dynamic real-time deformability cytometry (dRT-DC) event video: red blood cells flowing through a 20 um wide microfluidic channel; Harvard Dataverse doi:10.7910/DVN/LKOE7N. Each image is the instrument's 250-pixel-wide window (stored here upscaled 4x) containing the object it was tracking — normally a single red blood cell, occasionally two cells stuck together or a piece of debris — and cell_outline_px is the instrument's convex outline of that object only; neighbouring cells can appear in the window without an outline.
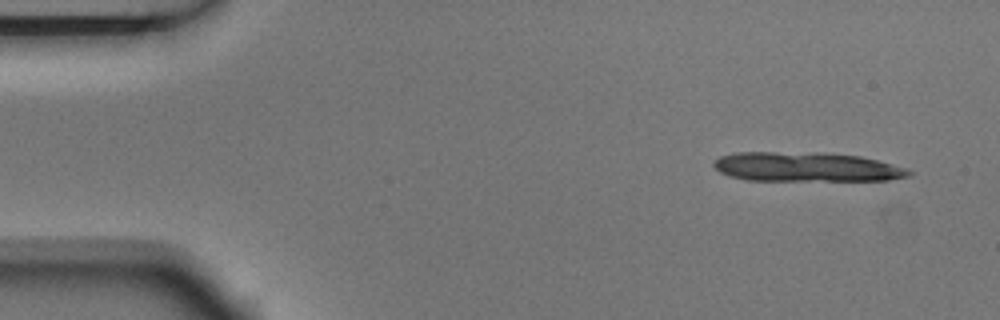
{"species": "Egyptian fruit bat (a non-hibernating species)", "species_latin": "Rousettus aegyptiacus", "temperature_condition": "room temperature", "stored_images_in_passage": 6, "camera_frame_rate_fps": 3000, "um_per_image_px": 0.085, "animal": {"sex": "male"}, "frame": {"image": 1, "passage_image": 1, "time_ms": 0.0, "image_size_px": [1000, 320], "cell_outline_px": [[912, 176], [888, 180], [748, 180], [728, 176], [720, 172], [712, 164], [712, 160], [720, 156], [736, 152], [816, 152], [860, 156], [908, 168], [912, 172]], "centroid_in_image_um": [68.52, 14.18], "position_along_channel_um": 16.5, "area_um2": 33.58}}
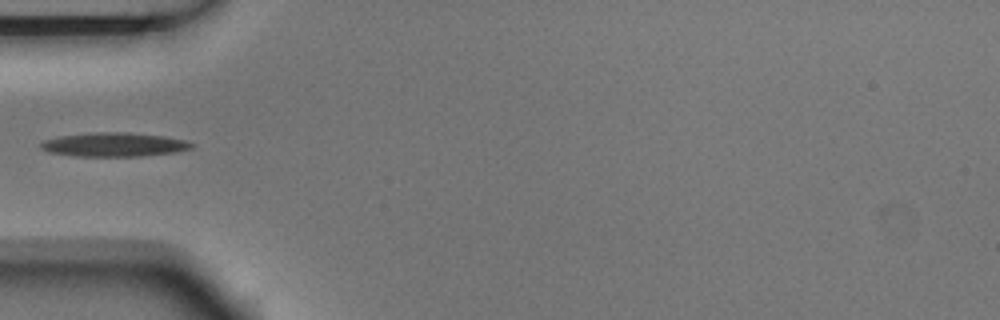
{"frame": {"image": 2, "passage_image": 5, "time_ms": 1.333, "image_size_px": [1000, 320], "cell_outline_px": [[196, 144], [192, 148], [176, 152], [144, 156], [76, 156], [48, 152], [40, 148], [40, 144], [44, 140], [60, 136], [92, 132], [128, 132], [164, 136], [184, 140]], "centroid_in_image_um": [9.71, 12.29], "position_along_channel_um": 75.3, "area_um2": 21.15}}
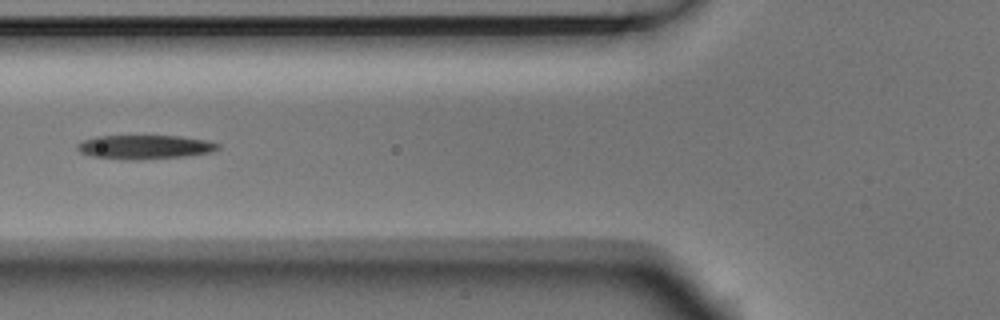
{"frame": {"image": 3, "passage_image": 6, "time_ms": 1.667, "image_size_px": [1000, 320], "cell_outline_px": [[220, 148], [212, 152], [184, 156], [136, 160], [92, 156], [80, 152], [76, 148], [76, 144], [84, 140], [96, 136], [180, 136], [208, 140], [220, 144]], "centroid_in_image_um": [12.33, 12.49], "position_along_channel_um": 113.5, "area_um2": 19.59}}